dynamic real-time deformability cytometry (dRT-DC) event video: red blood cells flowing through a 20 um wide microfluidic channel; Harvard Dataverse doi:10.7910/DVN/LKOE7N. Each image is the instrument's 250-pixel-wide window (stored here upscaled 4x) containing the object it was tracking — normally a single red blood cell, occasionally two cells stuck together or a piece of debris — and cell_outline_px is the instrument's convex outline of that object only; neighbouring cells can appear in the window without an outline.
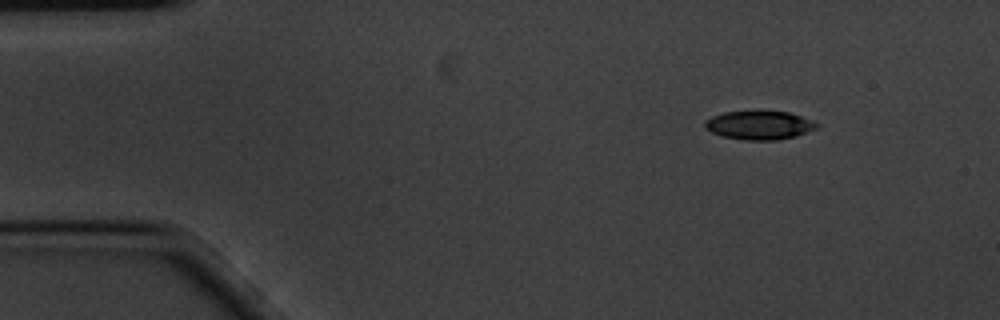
{"species": "common noctule bat (a hibernating species)", "species_latin": "Nyctalus noctula", "temperature_condition": "cold", "stored_images_in_passage": 5, "camera_frame_rate_fps": 3000, "um_per_image_px": 0.085, "animal": {"sex": "male", "body_mass_g": 20.1, "forearm_length_mm": 53.5}, "frame": {"image": 1, "passage_image": 1, "time_ms": 0.0, "image_size_px": [1000, 320], "cell_outline_px": [[820, 128], [796, 136], [776, 140], [744, 140], [724, 136], [712, 132], [704, 128], [704, 120], [712, 116], [724, 112], [756, 108], [788, 112], [812, 120], [820, 124]], "centroid_in_image_um": [64.55, 10.59], "position_along_channel_um": 20.4, "area_um2": 19.54}}
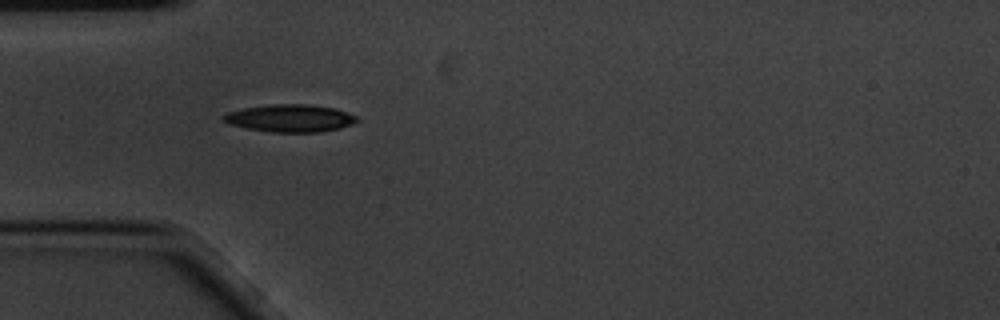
{"frame": {"image": 2, "passage_image": 4, "time_ms": 1.0, "image_size_px": [1000, 320], "cell_outline_px": [[360, 120], [352, 124], [340, 128], [320, 132], [272, 132], [248, 128], [228, 124], [220, 120], [220, 116], [228, 112], [244, 108], [272, 104], [308, 104], [336, 108], [356, 116]], "centroid_in_image_um": [24.64, 10.04], "position_along_channel_um": 60.4, "area_um2": 21.5}}
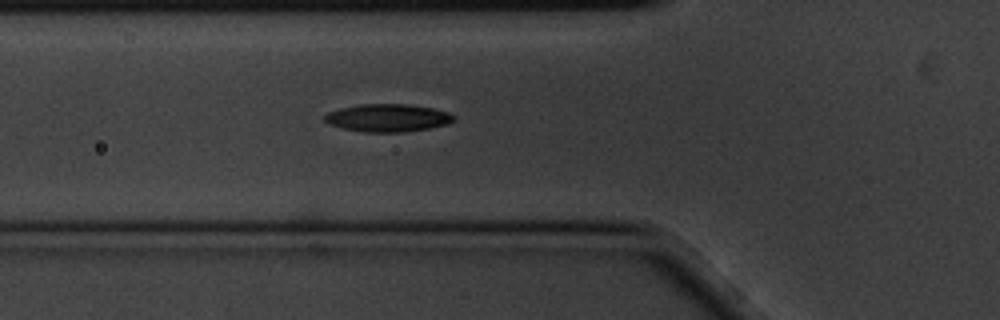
{"frame": {"image": 3, "passage_image": 5, "time_ms": 1.333, "image_size_px": [1000, 320], "cell_outline_px": [[456, 120], [448, 124], [428, 128], [404, 132], [364, 132], [340, 128], [328, 124], [324, 120], [324, 116], [328, 112], [340, 108], [360, 104], [408, 104], [432, 108], [448, 112], [456, 116]], "centroid_in_image_um": [32.95, 10.02], "position_along_channel_um": 92.8, "area_um2": 21.04}}